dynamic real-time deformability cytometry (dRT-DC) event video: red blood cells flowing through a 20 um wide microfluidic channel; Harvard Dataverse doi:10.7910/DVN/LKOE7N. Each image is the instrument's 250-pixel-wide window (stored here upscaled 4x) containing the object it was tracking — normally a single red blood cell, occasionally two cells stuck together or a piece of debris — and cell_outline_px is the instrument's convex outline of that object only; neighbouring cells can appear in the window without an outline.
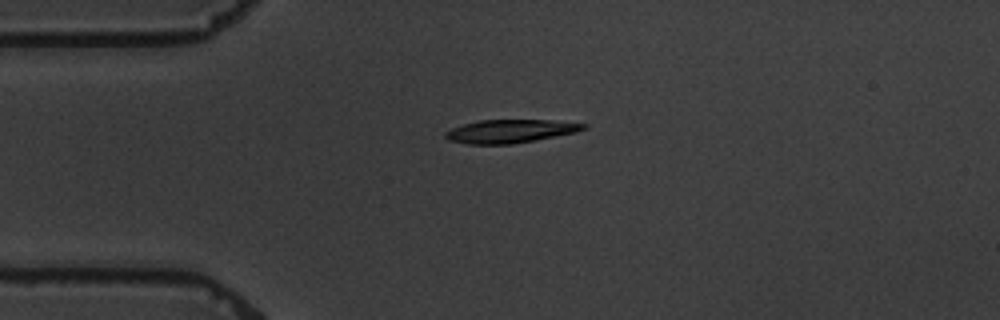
{"species": "common noctule bat (a hibernating species)", "species_latin": "Nyctalus noctula", "temperature_condition": "warm", "stored_images_in_passage": 3, "camera_frame_rate_fps": 3000, "um_per_image_px": 0.085, "animal": {"sex": "male", "body_mass_g": 19.5, "forearm_length_mm": 54.6}, "frame": {"image": 1, "passage_image": 2, "time_ms": 1.333, "image_size_px": [1000, 320], "cell_outline_px": [[588, 128], [576, 132], [536, 140], [512, 144], [468, 144], [448, 140], [444, 136], [444, 132], [452, 128], [464, 124], [480, 120], [552, 120], [588, 124]], "centroid_in_image_um": [43.38, 11.15], "position_along_channel_um": 41.6, "area_um2": 18.79}}